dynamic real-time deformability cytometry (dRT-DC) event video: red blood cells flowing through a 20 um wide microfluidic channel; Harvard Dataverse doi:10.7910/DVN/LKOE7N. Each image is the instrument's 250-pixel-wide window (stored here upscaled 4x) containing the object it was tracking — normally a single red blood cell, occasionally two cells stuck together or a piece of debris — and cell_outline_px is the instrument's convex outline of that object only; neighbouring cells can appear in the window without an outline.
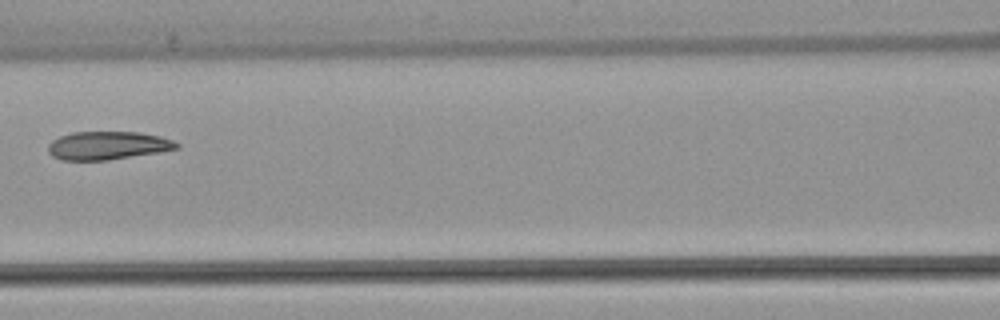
{"species": "common noctule bat (a hibernating species)", "species_latin": "Nyctalus noctula", "temperature_condition": "warm", "stored_images_in_passage": 6, "camera_frame_rate_fps": 3000, "um_per_image_px": 0.085, "animal": {"sex": "female", "body_mass_g": 22.7, "forearm_length_mm": 54.2}, "frame": {"image": 1, "passage_image": 6, "time_ms": 6.0, "image_size_px": [1000, 320], "cell_outline_px": [[180, 148], [160, 152], [108, 160], [60, 160], [52, 156], [48, 152], [48, 144], [52, 140], [60, 136], [72, 132], [140, 132], [160, 136], [172, 140], [180, 144]], "centroid_in_image_um": [9.15, 12.37], "position_along_channel_um": 157.4, "area_um2": 21.27}}